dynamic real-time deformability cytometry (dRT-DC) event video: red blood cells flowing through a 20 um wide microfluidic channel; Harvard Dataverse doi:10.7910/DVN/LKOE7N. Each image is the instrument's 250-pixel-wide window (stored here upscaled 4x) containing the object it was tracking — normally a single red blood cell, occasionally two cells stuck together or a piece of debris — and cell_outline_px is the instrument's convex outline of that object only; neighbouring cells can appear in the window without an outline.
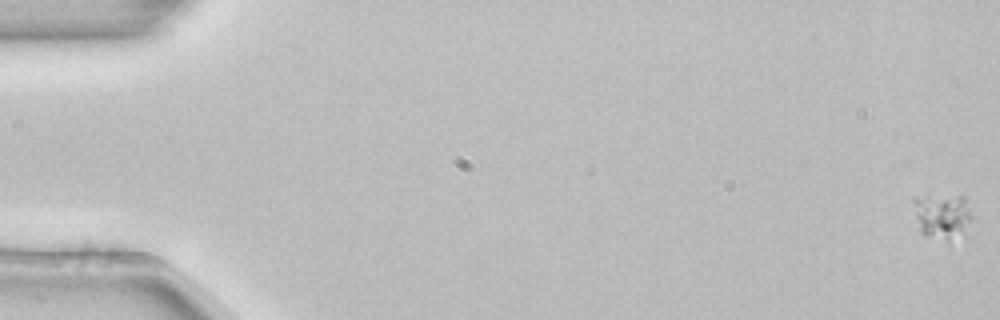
{"species": "common noctule bat (a hibernating species)", "species_latin": "Nyctalus noctula", "temperature_condition": "room temperature", "stored_images_in_passage": 55, "camera_frame_rate_fps": 3000, "um_per_image_px": 0.085, "animal": {"sex": "female", "body_mass_g": 22.7, "forearm_length_mm": 54.2}, "frame": {"image": 1, "passage_image": 1, "time_ms": 0.0, "image_size_px": [1000, 320], "cell_outline_px": [[972, 216], [968, 236], [948, 244], [920, 232], [912, 200], [912, 196], [964, 192]], "centroid_in_image_um": [80.19, 18.36], "position_along_channel_um": 4.8, "area_um2": 17.17}}
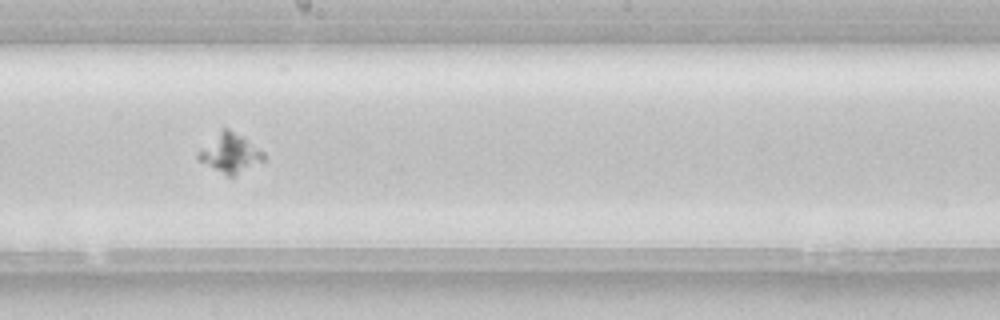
{"frame": {"image": 2, "passage_image": 32, "time_ms": 10.333, "image_size_px": [1000, 320], "cell_outline_px": [[264, 160], [232, 176], [228, 176], [200, 160], [196, 156], [220, 128], [228, 128], [248, 140], [264, 152]], "centroid_in_image_um": [19.58, 12.99], "position_along_channel_um": 228.6, "area_um2": 14.22}}
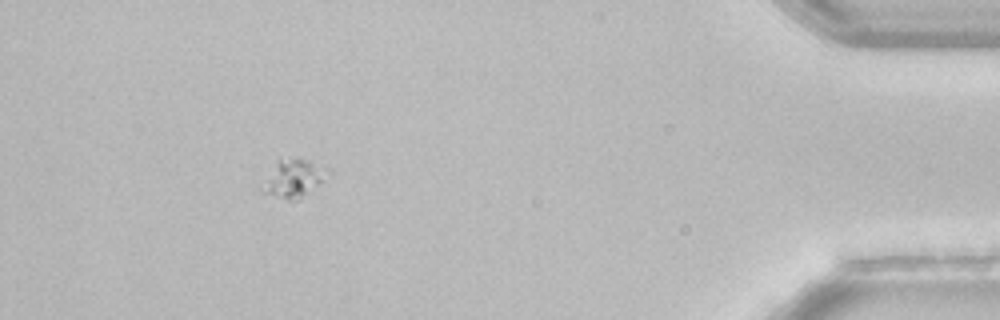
{"frame": {"image": 3, "passage_image": 51, "time_ms": 16.667, "image_size_px": [1000, 320], "cell_outline_px": [[332, 172], [300, 196], [292, 200], [288, 200], [260, 192], [260, 188], [280, 156], [308, 160]], "centroid_in_image_um": [24.87, 15.12], "position_along_channel_um": 410.3, "area_um2": 13.81}}